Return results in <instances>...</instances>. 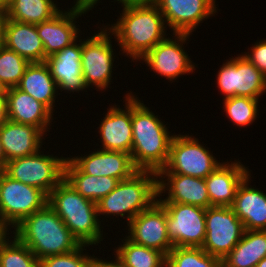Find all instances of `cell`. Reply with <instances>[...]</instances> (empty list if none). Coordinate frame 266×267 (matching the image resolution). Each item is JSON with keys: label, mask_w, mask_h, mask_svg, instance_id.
I'll list each match as a JSON object with an SVG mask.
<instances>
[{"label": "cell", "mask_w": 266, "mask_h": 267, "mask_svg": "<svg viewBox=\"0 0 266 267\" xmlns=\"http://www.w3.org/2000/svg\"><path fill=\"white\" fill-rule=\"evenodd\" d=\"M122 7L116 23L106 27L114 36L123 55L125 53V56L132 57L131 61L137 62L167 37L168 27L154 3Z\"/></svg>", "instance_id": "6da1fadb"}, {"label": "cell", "mask_w": 266, "mask_h": 267, "mask_svg": "<svg viewBox=\"0 0 266 267\" xmlns=\"http://www.w3.org/2000/svg\"><path fill=\"white\" fill-rule=\"evenodd\" d=\"M132 94L133 140L131 158L138 170L158 173L167 163L170 145L175 134L167 124Z\"/></svg>", "instance_id": "7a4b0ae2"}, {"label": "cell", "mask_w": 266, "mask_h": 267, "mask_svg": "<svg viewBox=\"0 0 266 267\" xmlns=\"http://www.w3.org/2000/svg\"><path fill=\"white\" fill-rule=\"evenodd\" d=\"M10 232L39 260L74 251L82 245L48 204L26 217Z\"/></svg>", "instance_id": "3957f363"}, {"label": "cell", "mask_w": 266, "mask_h": 267, "mask_svg": "<svg viewBox=\"0 0 266 267\" xmlns=\"http://www.w3.org/2000/svg\"><path fill=\"white\" fill-rule=\"evenodd\" d=\"M47 204L81 244L98 245L104 240L96 202L81 196L65 179L49 193Z\"/></svg>", "instance_id": "277c9868"}, {"label": "cell", "mask_w": 266, "mask_h": 267, "mask_svg": "<svg viewBox=\"0 0 266 267\" xmlns=\"http://www.w3.org/2000/svg\"><path fill=\"white\" fill-rule=\"evenodd\" d=\"M158 200V174L138 170L130 178L121 180L115 189L97 203L98 216H120L127 224L140 212ZM125 216V217H124Z\"/></svg>", "instance_id": "5b68a950"}, {"label": "cell", "mask_w": 266, "mask_h": 267, "mask_svg": "<svg viewBox=\"0 0 266 267\" xmlns=\"http://www.w3.org/2000/svg\"><path fill=\"white\" fill-rule=\"evenodd\" d=\"M203 145L195 136L175 134L167 163L157 174H182L207 178L222 162L213 156L206 145Z\"/></svg>", "instance_id": "8992f818"}, {"label": "cell", "mask_w": 266, "mask_h": 267, "mask_svg": "<svg viewBox=\"0 0 266 267\" xmlns=\"http://www.w3.org/2000/svg\"><path fill=\"white\" fill-rule=\"evenodd\" d=\"M67 157L35 154L7 161L4 173L10 178L42 190L47 196L64 179Z\"/></svg>", "instance_id": "52a82bcc"}, {"label": "cell", "mask_w": 266, "mask_h": 267, "mask_svg": "<svg viewBox=\"0 0 266 267\" xmlns=\"http://www.w3.org/2000/svg\"><path fill=\"white\" fill-rule=\"evenodd\" d=\"M47 201L48 196L42 190L16 181L2 170L0 221L9 230L15 228L29 215L42 209Z\"/></svg>", "instance_id": "ba28073f"}, {"label": "cell", "mask_w": 266, "mask_h": 267, "mask_svg": "<svg viewBox=\"0 0 266 267\" xmlns=\"http://www.w3.org/2000/svg\"><path fill=\"white\" fill-rule=\"evenodd\" d=\"M113 37L106 26L101 27L97 34L87 36V39L82 41V56L81 65L85 85L93 88L95 86L98 91L106 90L111 82L113 76L114 63V47H112ZM91 85V86H90Z\"/></svg>", "instance_id": "9c48e42d"}, {"label": "cell", "mask_w": 266, "mask_h": 267, "mask_svg": "<svg viewBox=\"0 0 266 267\" xmlns=\"http://www.w3.org/2000/svg\"><path fill=\"white\" fill-rule=\"evenodd\" d=\"M206 236L202 249L224 259L238 244L245 229L242 221L229 206H210L205 213Z\"/></svg>", "instance_id": "30bf717a"}, {"label": "cell", "mask_w": 266, "mask_h": 267, "mask_svg": "<svg viewBox=\"0 0 266 267\" xmlns=\"http://www.w3.org/2000/svg\"><path fill=\"white\" fill-rule=\"evenodd\" d=\"M217 72V87L223 99L243 96L255 99L266 92V76L244 55L231 57Z\"/></svg>", "instance_id": "8fae6325"}, {"label": "cell", "mask_w": 266, "mask_h": 267, "mask_svg": "<svg viewBox=\"0 0 266 267\" xmlns=\"http://www.w3.org/2000/svg\"><path fill=\"white\" fill-rule=\"evenodd\" d=\"M166 209L167 233L173 247H202L206 209L175 202H160Z\"/></svg>", "instance_id": "7c38bea8"}, {"label": "cell", "mask_w": 266, "mask_h": 267, "mask_svg": "<svg viewBox=\"0 0 266 267\" xmlns=\"http://www.w3.org/2000/svg\"><path fill=\"white\" fill-rule=\"evenodd\" d=\"M172 35L171 38L168 36L158 43L139 61L145 62L150 71L175 82L173 80L178 77L193 73L196 66L183 46L187 43L186 41H189L191 34L173 33Z\"/></svg>", "instance_id": "4fadbf2b"}, {"label": "cell", "mask_w": 266, "mask_h": 267, "mask_svg": "<svg viewBox=\"0 0 266 267\" xmlns=\"http://www.w3.org/2000/svg\"><path fill=\"white\" fill-rule=\"evenodd\" d=\"M72 8L60 10L50 20L36 24L39 37L44 45L45 56L48 57L61 51L79 39L80 29L76 24L77 18L86 14L94 6L74 0Z\"/></svg>", "instance_id": "5bb4252c"}, {"label": "cell", "mask_w": 266, "mask_h": 267, "mask_svg": "<svg viewBox=\"0 0 266 267\" xmlns=\"http://www.w3.org/2000/svg\"><path fill=\"white\" fill-rule=\"evenodd\" d=\"M127 225L126 237L134 243L158 250L165 256L173 248L167 233L166 209L158 200Z\"/></svg>", "instance_id": "9a60e30c"}, {"label": "cell", "mask_w": 266, "mask_h": 267, "mask_svg": "<svg viewBox=\"0 0 266 267\" xmlns=\"http://www.w3.org/2000/svg\"><path fill=\"white\" fill-rule=\"evenodd\" d=\"M216 0H156L155 5L173 33L193 34L202 21L217 13Z\"/></svg>", "instance_id": "2e32d148"}, {"label": "cell", "mask_w": 266, "mask_h": 267, "mask_svg": "<svg viewBox=\"0 0 266 267\" xmlns=\"http://www.w3.org/2000/svg\"><path fill=\"white\" fill-rule=\"evenodd\" d=\"M132 93L125 94L124 108L112 105L107 108L105 117L97 127L103 150L126 152L131 154L133 129H132ZM119 106V107H117Z\"/></svg>", "instance_id": "e0dca14e"}, {"label": "cell", "mask_w": 266, "mask_h": 267, "mask_svg": "<svg viewBox=\"0 0 266 267\" xmlns=\"http://www.w3.org/2000/svg\"><path fill=\"white\" fill-rule=\"evenodd\" d=\"M81 56L82 39L79 38V41L77 39L61 51L46 57L44 63L48 66L58 91L70 94L88 89L83 77Z\"/></svg>", "instance_id": "ac0fdd59"}, {"label": "cell", "mask_w": 266, "mask_h": 267, "mask_svg": "<svg viewBox=\"0 0 266 267\" xmlns=\"http://www.w3.org/2000/svg\"><path fill=\"white\" fill-rule=\"evenodd\" d=\"M84 155V156H83ZM69 157L85 174L113 177L119 181L130 178L138 169L134 166L131 154L97 148L89 154Z\"/></svg>", "instance_id": "d6986e66"}, {"label": "cell", "mask_w": 266, "mask_h": 267, "mask_svg": "<svg viewBox=\"0 0 266 267\" xmlns=\"http://www.w3.org/2000/svg\"><path fill=\"white\" fill-rule=\"evenodd\" d=\"M163 193V196L168 193L164 199ZM158 201L190 204L204 209L210 207L205 179L182 174H158Z\"/></svg>", "instance_id": "ffe728a7"}, {"label": "cell", "mask_w": 266, "mask_h": 267, "mask_svg": "<svg viewBox=\"0 0 266 267\" xmlns=\"http://www.w3.org/2000/svg\"><path fill=\"white\" fill-rule=\"evenodd\" d=\"M4 93L9 120L33 125L45 135H47V131L50 132L51 122L54 120L52 115L54 114L44 104L17 87L5 89Z\"/></svg>", "instance_id": "44dd1931"}, {"label": "cell", "mask_w": 266, "mask_h": 267, "mask_svg": "<svg viewBox=\"0 0 266 267\" xmlns=\"http://www.w3.org/2000/svg\"><path fill=\"white\" fill-rule=\"evenodd\" d=\"M251 173L240 161L223 162L207 178L205 184L210 206H231L242 181Z\"/></svg>", "instance_id": "7402d4cb"}, {"label": "cell", "mask_w": 266, "mask_h": 267, "mask_svg": "<svg viewBox=\"0 0 266 267\" xmlns=\"http://www.w3.org/2000/svg\"><path fill=\"white\" fill-rule=\"evenodd\" d=\"M45 134L33 125L8 120L0 128V142L7 161L41 150Z\"/></svg>", "instance_id": "603a6c76"}, {"label": "cell", "mask_w": 266, "mask_h": 267, "mask_svg": "<svg viewBox=\"0 0 266 267\" xmlns=\"http://www.w3.org/2000/svg\"><path fill=\"white\" fill-rule=\"evenodd\" d=\"M250 177L251 174L238 186L230 207L245 230H266V193L248 184Z\"/></svg>", "instance_id": "cb8c5ba5"}, {"label": "cell", "mask_w": 266, "mask_h": 267, "mask_svg": "<svg viewBox=\"0 0 266 267\" xmlns=\"http://www.w3.org/2000/svg\"><path fill=\"white\" fill-rule=\"evenodd\" d=\"M3 45L30 63H42L46 56L35 24L6 20Z\"/></svg>", "instance_id": "d4e9b609"}, {"label": "cell", "mask_w": 266, "mask_h": 267, "mask_svg": "<svg viewBox=\"0 0 266 267\" xmlns=\"http://www.w3.org/2000/svg\"><path fill=\"white\" fill-rule=\"evenodd\" d=\"M16 87L44 104L52 113L55 111L54 103L60 93L44 62L30 63Z\"/></svg>", "instance_id": "484cf974"}, {"label": "cell", "mask_w": 266, "mask_h": 267, "mask_svg": "<svg viewBox=\"0 0 266 267\" xmlns=\"http://www.w3.org/2000/svg\"><path fill=\"white\" fill-rule=\"evenodd\" d=\"M266 257V230H245L238 244L221 260L222 267H256Z\"/></svg>", "instance_id": "4316f807"}, {"label": "cell", "mask_w": 266, "mask_h": 267, "mask_svg": "<svg viewBox=\"0 0 266 267\" xmlns=\"http://www.w3.org/2000/svg\"><path fill=\"white\" fill-rule=\"evenodd\" d=\"M64 179L81 196L96 203L115 189L120 182L113 177H95L85 174L69 159V157L64 167Z\"/></svg>", "instance_id": "83f0119b"}, {"label": "cell", "mask_w": 266, "mask_h": 267, "mask_svg": "<svg viewBox=\"0 0 266 267\" xmlns=\"http://www.w3.org/2000/svg\"><path fill=\"white\" fill-rule=\"evenodd\" d=\"M123 240V244L114 249V257L122 267H166V256L162 252L136 244L127 237Z\"/></svg>", "instance_id": "f1b7e54d"}, {"label": "cell", "mask_w": 266, "mask_h": 267, "mask_svg": "<svg viewBox=\"0 0 266 267\" xmlns=\"http://www.w3.org/2000/svg\"><path fill=\"white\" fill-rule=\"evenodd\" d=\"M54 0H12L6 10L8 19L29 24L50 20L60 11Z\"/></svg>", "instance_id": "f546056e"}, {"label": "cell", "mask_w": 266, "mask_h": 267, "mask_svg": "<svg viewBox=\"0 0 266 267\" xmlns=\"http://www.w3.org/2000/svg\"><path fill=\"white\" fill-rule=\"evenodd\" d=\"M166 267H222L221 260L201 247H173L166 256Z\"/></svg>", "instance_id": "4dcf8cb0"}, {"label": "cell", "mask_w": 266, "mask_h": 267, "mask_svg": "<svg viewBox=\"0 0 266 267\" xmlns=\"http://www.w3.org/2000/svg\"><path fill=\"white\" fill-rule=\"evenodd\" d=\"M0 245V267H39L40 260L15 235ZM10 239V240H9Z\"/></svg>", "instance_id": "1f68e13d"}, {"label": "cell", "mask_w": 266, "mask_h": 267, "mask_svg": "<svg viewBox=\"0 0 266 267\" xmlns=\"http://www.w3.org/2000/svg\"><path fill=\"white\" fill-rule=\"evenodd\" d=\"M29 64L13 50L0 46V89L16 87Z\"/></svg>", "instance_id": "d6a6232c"}, {"label": "cell", "mask_w": 266, "mask_h": 267, "mask_svg": "<svg viewBox=\"0 0 266 267\" xmlns=\"http://www.w3.org/2000/svg\"><path fill=\"white\" fill-rule=\"evenodd\" d=\"M259 99L243 96H234L223 99V109L227 118L239 127L249 126L256 120Z\"/></svg>", "instance_id": "836d02e7"}, {"label": "cell", "mask_w": 266, "mask_h": 267, "mask_svg": "<svg viewBox=\"0 0 266 267\" xmlns=\"http://www.w3.org/2000/svg\"><path fill=\"white\" fill-rule=\"evenodd\" d=\"M89 246L82 244L74 251L44 257L40 260L39 267H90L95 255L91 256L83 252Z\"/></svg>", "instance_id": "e575fe53"}, {"label": "cell", "mask_w": 266, "mask_h": 267, "mask_svg": "<svg viewBox=\"0 0 266 267\" xmlns=\"http://www.w3.org/2000/svg\"><path fill=\"white\" fill-rule=\"evenodd\" d=\"M250 53L244 55L261 73L266 76V39H262L250 47Z\"/></svg>", "instance_id": "d590c367"}, {"label": "cell", "mask_w": 266, "mask_h": 267, "mask_svg": "<svg viewBox=\"0 0 266 267\" xmlns=\"http://www.w3.org/2000/svg\"><path fill=\"white\" fill-rule=\"evenodd\" d=\"M7 101L4 90L0 91V128L8 121Z\"/></svg>", "instance_id": "8d00e7d4"}, {"label": "cell", "mask_w": 266, "mask_h": 267, "mask_svg": "<svg viewBox=\"0 0 266 267\" xmlns=\"http://www.w3.org/2000/svg\"><path fill=\"white\" fill-rule=\"evenodd\" d=\"M90 267H122V266L116 261V259L107 261L105 259L103 260L101 258L95 257Z\"/></svg>", "instance_id": "74e56055"}, {"label": "cell", "mask_w": 266, "mask_h": 267, "mask_svg": "<svg viewBox=\"0 0 266 267\" xmlns=\"http://www.w3.org/2000/svg\"><path fill=\"white\" fill-rule=\"evenodd\" d=\"M7 20L6 11L0 9V46L4 43V29Z\"/></svg>", "instance_id": "f35d334b"}, {"label": "cell", "mask_w": 266, "mask_h": 267, "mask_svg": "<svg viewBox=\"0 0 266 267\" xmlns=\"http://www.w3.org/2000/svg\"><path fill=\"white\" fill-rule=\"evenodd\" d=\"M115 2L119 1L121 3V6H126V5H139V4H152L155 3L156 0H114Z\"/></svg>", "instance_id": "ab89813d"}, {"label": "cell", "mask_w": 266, "mask_h": 267, "mask_svg": "<svg viewBox=\"0 0 266 267\" xmlns=\"http://www.w3.org/2000/svg\"><path fill=\"white\" fill-rule=\"evenodd\" d=\"M8 228L0 221V245L8 237L7 235L12 234Z\"/></svg>", "instance_id": "60d3db41"}, {"label": "cell", "mask_w": 266, "mask_h": 267, "mask_svg": "<svg viewBox=\"0 0 266 267\" xmlns=\"http://www.w3.org/2000/svg\"><path fill=\"white\" fill-rule=\"evenodd\" d=\"M7 163L6 156L4 154L1 142H0V170H4Z\"/></svg>", "instance_id": "b9f144b4"}, {"label": "cell", "mask_w": 266, "mask_h": 267, "mask_svg": "<svg viewBox=\"0 0 266 267\" xmlns=\"http://www.w3.org/2000/svg\"><path fill=\"white\" fill-rule=\"evenodd\" d=\"M12 0H0V9L6 11L11 5Z\"/></svg>", "instance_id": "7bdbcfd3"}, {"label": "cell", "mask_w": 266, "mask_h": 267, "mask_svg": "<svg viewBox=\"0 0 266 267\" xmlns=\"http://www.w3.org/2000/svg\"><path fill=\"white\" fill-rule=\"evenodd\" d=\"M76 1L95 6L97 5V3H99L100 0H76Z\"/></svg>", "instance_id": "ee69618b"}, {"label": "cell", "mask_w": 266, "mask_h": 267, "mask_svg": "<svg viewBox=\"0 0 266 267\" xmlns=\"http://www.w3.org/2000/svg\"><path fill=\"white\" fill-rule=\"evenodd\" d=\"M256 267H266V257H264L263 259H261L258 264L256 265Z\"/></svg>", "instance_id": "f6af8a7d"}, {"label": "cell", "mask_w": 266, "mask_h": 267, "mask_svg": "<svg viewBox=\"0 0 266 267\" xmlns=\"http://www.w3.org/2000/svg\"><path fill=\"white\" fill-rule=\"evenodd\" d=\"M1 181H2V170H0V187H1Z\"/></svg>", "instance_id": "bcb514c9"}]
</instances>
